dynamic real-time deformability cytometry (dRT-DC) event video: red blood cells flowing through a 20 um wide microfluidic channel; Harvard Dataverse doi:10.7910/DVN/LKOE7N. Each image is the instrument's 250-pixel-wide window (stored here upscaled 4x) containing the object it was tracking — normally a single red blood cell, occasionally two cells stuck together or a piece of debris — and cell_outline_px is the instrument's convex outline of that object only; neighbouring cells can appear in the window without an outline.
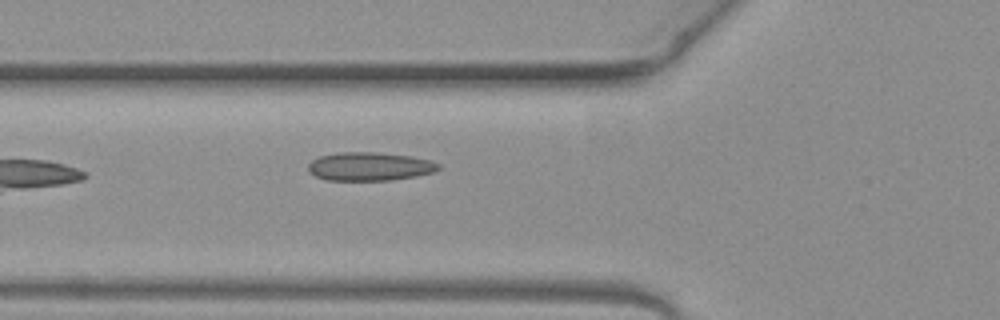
{"species": "common noctule bat (a hibernating species)", "species_latin": "Nyctalus noctula", "temperature_condition": "warm", "stored_images_in_passage": 5, "camera_frame_rate_fps": 3000, "um_per_image_px": 0.085, "animal": {"sex": "female", "body_mass_g": 19.3, "forearm_length_mm": 54.1}, "frame": {"image": 1, "passage_image": 5, "time_ms": 1.333, "image_size_px": [1000, 320], "cell_outline_px": [[440, 168], [432, 172], [416, 176], [388, 180], [324, 180], [308, 172], [308, 164], [312, 160], [320, 156], [336, 152], [372, 152], [412, 156], [432, 160], [440, 164]], "centroid_in_image_um": [31.4, 14.14], "position_along_channel_um": 94.4, "area_um2": 21.68}}